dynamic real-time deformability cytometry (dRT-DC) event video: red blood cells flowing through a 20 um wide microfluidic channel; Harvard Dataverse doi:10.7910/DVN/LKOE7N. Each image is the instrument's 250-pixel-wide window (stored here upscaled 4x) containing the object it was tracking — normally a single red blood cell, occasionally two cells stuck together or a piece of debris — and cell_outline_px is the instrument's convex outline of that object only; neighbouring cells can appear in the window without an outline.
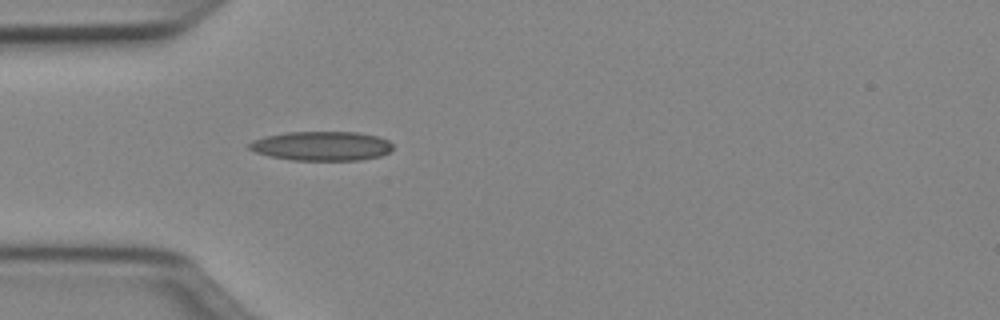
{"species": "Egyptian fruit bat (a non-hibernating species)", "species_latin": "Rousettus aegyptiacus", "temperature_condition": "cold", "stored_images_in_passage": 36, "camera_frame_rate_fps": 3000, "um_per_image_px": 0.085, "animal": {"sex": "female"}, "frame": {"image": 1, "passage_image": 1, "time_ms": 0.0, "image_size_px": [1000, 320], "cell_outline_px": [[392, 148], [388, 152], [380, 156], [360, 160], [292, 160], [268, 156], [256, 152], [248, 148], [248, 144], [252, 140], [268, 136], [288, 132], [356, 132], [376, 136], [388, 140], [392, 144]], "centroid_in_image_um": [27.32, 12.41], "position_along_channel_um": 57.7, "area_um2": 24.39}}
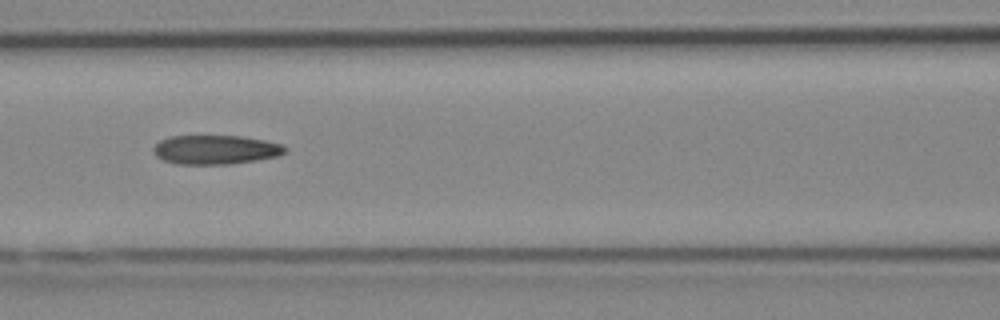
{"frame": {"image": 2, "passage_image": 8, "time_ms": 2.333, "image_size_px": [1000, 320], "cell_outline_px": [[288, 148], [280, 156], [256, 160], [228, 164], [176, 164], [164, 160], [156, 156], [152, 152], [152, 148], [160, 140], [168, 136], [240, 136], [264, 140], [284, 144]], "centroid_in_image_um": [18.32, 12.72], "position_along_channel_um": 148.3, "area_um2": 22.48}}
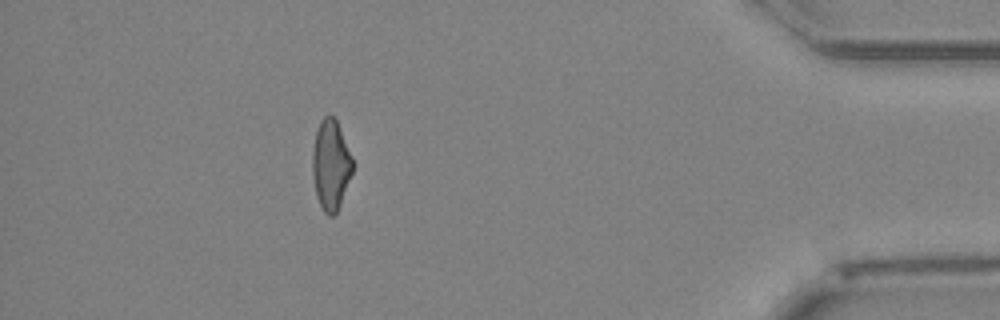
{"frame": {"image": 3, "passage_image": 31, "time_ms": 10.0, "image_size_px": [1000, 320], "cell_outline_px": [[352, 172], [340, 204], [336, 212], [332, 216], [328, 216], [324, 212], [316, 196], [312, 172], [312, 152], [316, 132], [320, 120], [324, 116], [332, 116], [336, 120], [352, 160]], "centroid_in_image_um": [28.08, 14.04], "position_along_channel_um": 407.1, "area_um2": 20.58}, "authors_computed_cell_mechanics": {"area_um2": 22.2241, "velocity_mm_per_s": 4.0399, "shape_relaxation_time_tau1_ms": null, "shape_relaxation_time_tau2_ms": 3.9275, "deformation_change_tau1": null, "deformation_change_tau2": 0.1414}}